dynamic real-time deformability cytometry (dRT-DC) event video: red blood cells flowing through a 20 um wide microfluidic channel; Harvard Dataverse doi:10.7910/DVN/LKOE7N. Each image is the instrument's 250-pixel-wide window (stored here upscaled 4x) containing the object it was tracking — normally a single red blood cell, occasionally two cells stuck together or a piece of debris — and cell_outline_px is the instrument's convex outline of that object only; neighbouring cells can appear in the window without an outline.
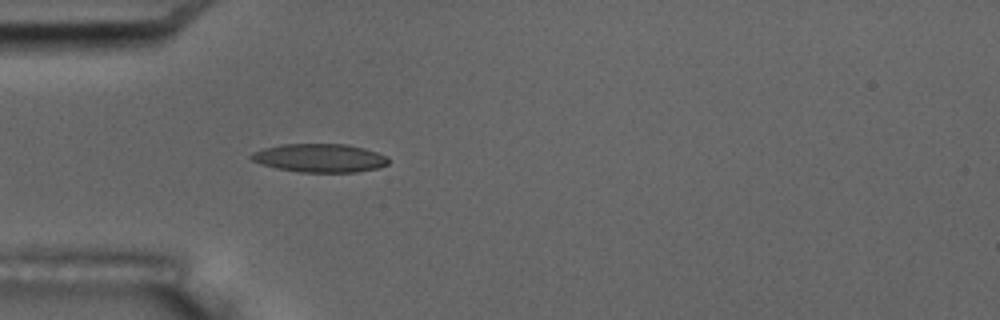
{"species": "common noctule bat (a hibernating species)", "species_latin": "Nyctalus noctula", "temperature_condition": "room temperature", "stored_images_in_passage": 3, "camera_frame_rate_fps": 3000, "um_per_image_px": 0.085, "animal": {"sex": "male", "body_mass_g": 17.5, "forearm_length_mm": 52.3}, "frame": {"image": 1, "passage_image": 3, "time_ms": 3.333, "image_size_px": [1000, 320], "cell_outline_px": [[388, 164], [376, 168], [356, 172], [300, 172], [276, 168], [260, 164], [252, 160], [248, 156], [252, 152], [264, 148], [280, 144], [348, 144], [364, 148], [388, 156]], "centroid_in_image_um": [27.15, 13.42], "position_along_channel_um": 57.9, "area_um2": 22.83}}